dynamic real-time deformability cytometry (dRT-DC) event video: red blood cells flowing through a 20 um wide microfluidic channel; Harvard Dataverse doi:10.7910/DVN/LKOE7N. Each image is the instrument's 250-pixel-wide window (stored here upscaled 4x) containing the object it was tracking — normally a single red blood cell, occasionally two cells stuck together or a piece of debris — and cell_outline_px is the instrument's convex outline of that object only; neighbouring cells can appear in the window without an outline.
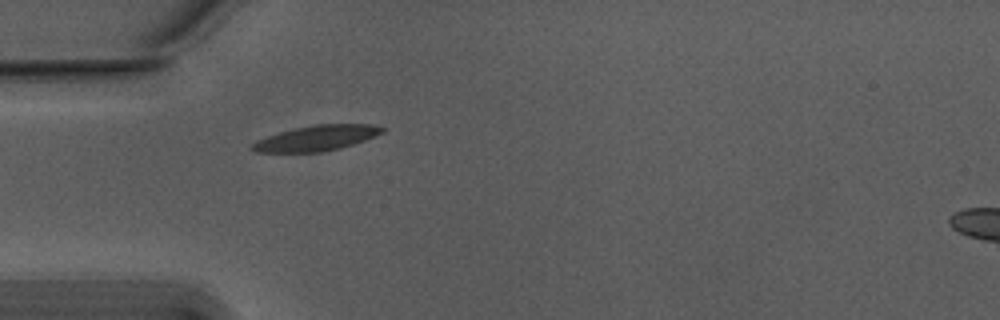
{"species": "Egyptian fruit bat (a non-hibernating species)", "species_latin": "Rousettus aegyptiacus", "temperature_condition": "warm", "stored_images_in_passage": 39, "camera_frame_rate_fps": 3000, "um_per_image_px": 0.085, "animal": {"sex": "male"}, "frame": {"image": 1, "passage_image": 1, "time_ms": 0.0, "image_size_px": [1000, 320], "cell_outline_px": [[384, 132], [364, 140], [340, 148], [320, 152], [256, 152], [248, 148], [256, 140], [280, 132], [296, 128], [316, 124], [372, 124], [384, 128]], "centroid_in_image_um": [26.88, 11.74], "position_along_channel_um": 58.1, "area_um2": 19.02}}
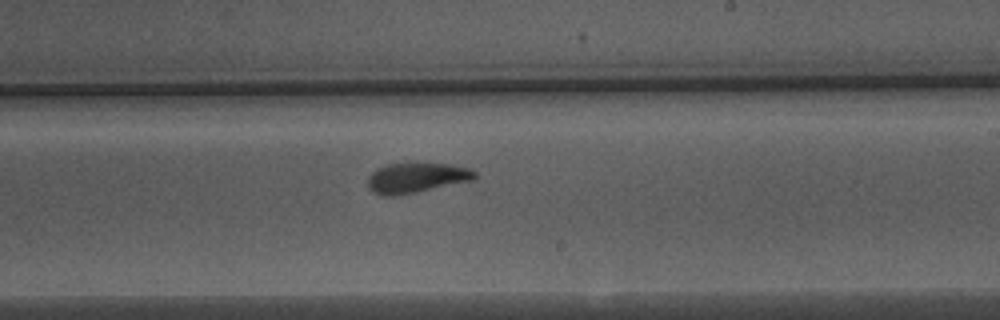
{"frame": {"image": 2, "passage_image": 17, "time_ms": 5.333, "image_size_px": [1000, 320], "cell_outline_px": [[476, 180], [416, 192], [392, 196], [380, 196], [372, 192], [368, 188], [368, 176], [376, 168], [388, 164], [452, 164], [468, 168], [476, 172]], "centroid_in_image_um": [35.39, 15.13], "position_along_channel_um": 253.6, "area_um2": 18.79}}
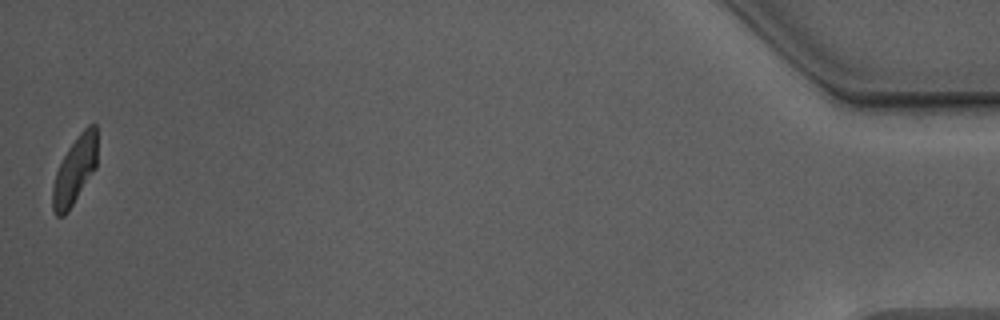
{"frame": {"image": 3, "passage_image": 39, "time_ms": 12.667, "image_size_px": [1000, 320], "cell_outline_px": [[96, 168], [68, 212], [64, 216], [56, 216], [52, 208], [52, 188], [56, 172], [68, 148], [80, 132], [88, 124], [96, 124]], "centroid_in_image_um": [6.35, 14.5], "position_along_channel_um": 428.9, "area_um2": 17.46}, "authors_computed_cell_mechanics": {"area_um2": 19.0162, "velocity_mm_per_s": 3.7421, "shape_relaxation_time_tau1_ms": 4.1953, "shape_relaxation_time_tau2_ms": 1.405, "deformation_change_tau1": 0.1694, "deformation_change_tau2": 0.0777}}